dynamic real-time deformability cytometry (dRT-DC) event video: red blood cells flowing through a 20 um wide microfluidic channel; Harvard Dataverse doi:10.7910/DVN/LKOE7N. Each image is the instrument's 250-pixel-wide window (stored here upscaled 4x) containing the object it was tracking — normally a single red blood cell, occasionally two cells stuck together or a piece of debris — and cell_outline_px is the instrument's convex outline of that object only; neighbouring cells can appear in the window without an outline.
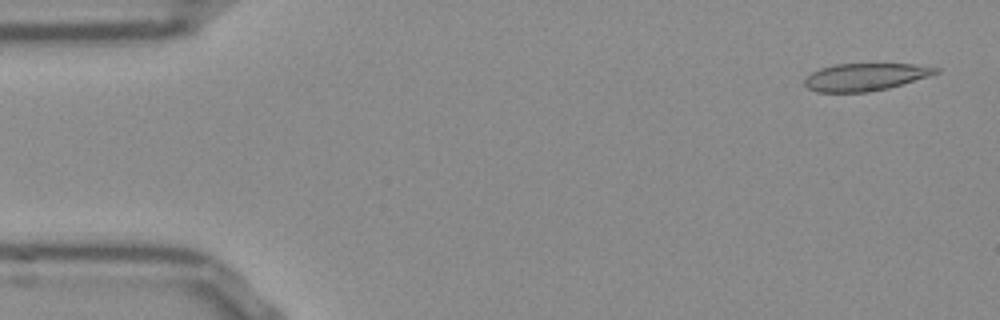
{"species": "Egyptian fruit bat (a non-hibernating species)", "species_latin": "Rousettus aegyptiacus", "temperature_condition": "room temperature", "stored_images_in_passage": 51, "camera_frame_rate_fps": 3000, "um_per_image_px": 0.085, "frame": {"image": 1, "passage_image": 1, "time_ms": 0.0, "image_size_px": [1000, 320], "cell_outline_px": [[940, 72], [928, 76], [888, 88], [864, 92], [816, 92], [808, 88], [804, 84], [804, 80], [812, 72], [820, 68], [836, 64], [912, 64], [940, 68]], "centroid_in_image_um": [73.52, 6.54], "position_along_channel_um": 11.5, "area_um2": 20.75}}
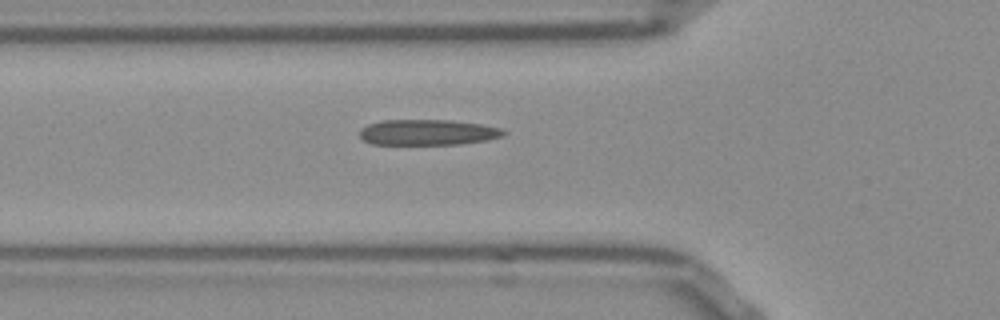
{"frame": {"image": 2, "passage_image": 16, "time_ms": 5.0, "image_size_px": [1000, 320], "cell_outline_px": [[508, 132], [504, 136], [488, 140], [460, 144], [372, 144], [364, 140], [360, 136], [360, 128], [368, 124], [380, 120], [452, 120], [480, 124], [500, 128]], "centroid_in_image_um": [36.37, 11.24], "position_along_channel_um": 89.4, "area_um2": 21.62}}
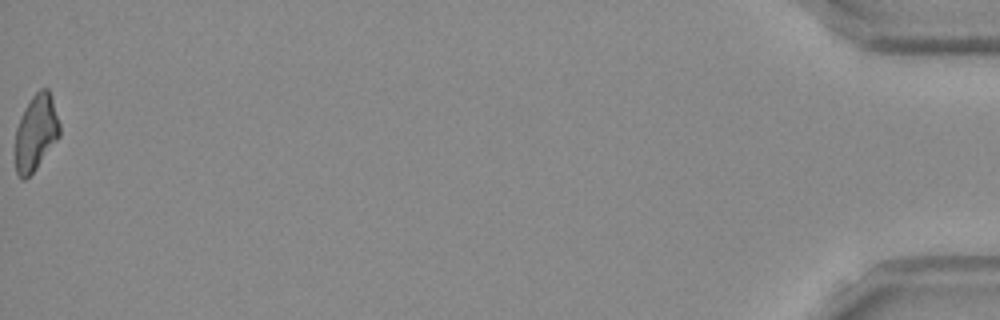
{"frame": {"image": 3, "passage_image": 51, "time_ms": 16.667, "image_size_px": [1000, 320], "cell_outline_px": [[60, 136], [36, 168], [24, 180], [16, 172], [16, 128], [20, 116], [24, 108], [32, 96], [40, 88], [48, 88], [52, 96], [60, 124]], "centroid_in_image_um": [3.07, 11.22], "position_along_channel_um": 432.1, "area_um2": 19.54}, "authors_computed_cell_mechanics": {"area_um2": 21.2126, "velocity_mm_per_s": 3.8453, "shape_relaxation_time_tau1_ms": 11.1096, "shape_relaxation_time_tau2_ms": 3.1627, "deformation_change_tau1": 0.2359, "deformation_change_tau2": 0.1271}}